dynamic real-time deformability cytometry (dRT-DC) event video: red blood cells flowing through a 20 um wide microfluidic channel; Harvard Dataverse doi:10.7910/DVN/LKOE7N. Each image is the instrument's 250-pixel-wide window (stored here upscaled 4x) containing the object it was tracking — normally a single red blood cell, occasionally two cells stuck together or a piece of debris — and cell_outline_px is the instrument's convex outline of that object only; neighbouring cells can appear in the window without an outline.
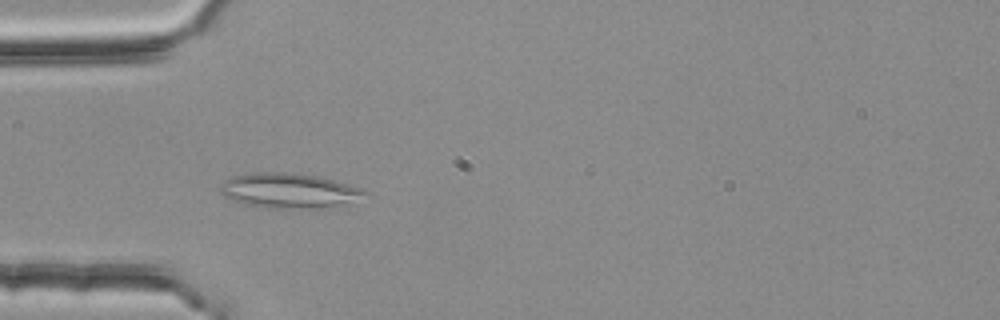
{"species": "common noctule bat (a hibernating species)", "species_latin": "Nyctalus noctula", "temperature_condition": "room temperature", "stored_images_in_passage": 51, "camera_frame_rate_fps": 3000, "um_per_image_px": 0.085, "animal": {"sex": "female", "body_mass_g": 25.1}, "frame": {"image": 1, "passage_image": 15, "time_ms": 4.667, "image_size_px": [1000, 320], "cell_outline_px": [[368, 192], [356, 204], [328, 208], [272, 208], [248, 204], [224, 196], [220, 192], [220, 188], [224, 180], [232, 176], [252, 172], [280, 172], [316, 176], [332, 180], [360, 188]], "centroid_in_image_um": [24.64, 16.22], "position_along_channel_um": 60.4, "area_um2": 29.42}}
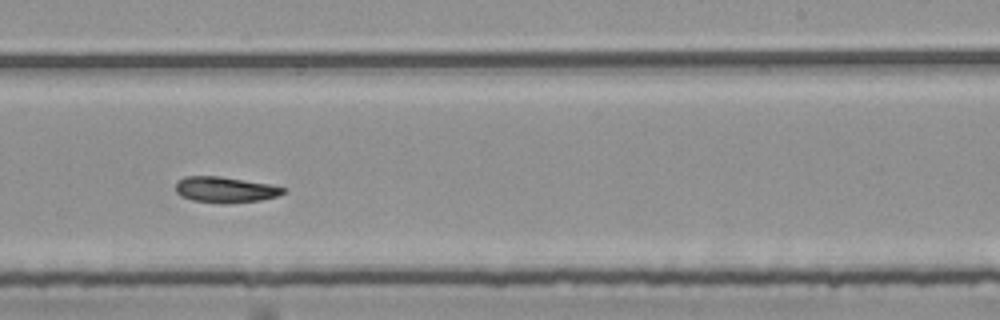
{"frame": {"image": 2, "passage_image": 32, "time_ms": 10.333, "image_size_px": [1000, 320], "cell_outline_px": [[288, 192], [276, 196], [260, 200], [228, 204], [220, 204], [192, 200], [180, 196], [176, 192], [176, 184], [184, 176], [220, 176], [268, 184], [288, 188]], "centroid_in_image_um": [19.16, 16.13], "position_along_channel_um": 269.8, "area_um2": 16.36}}
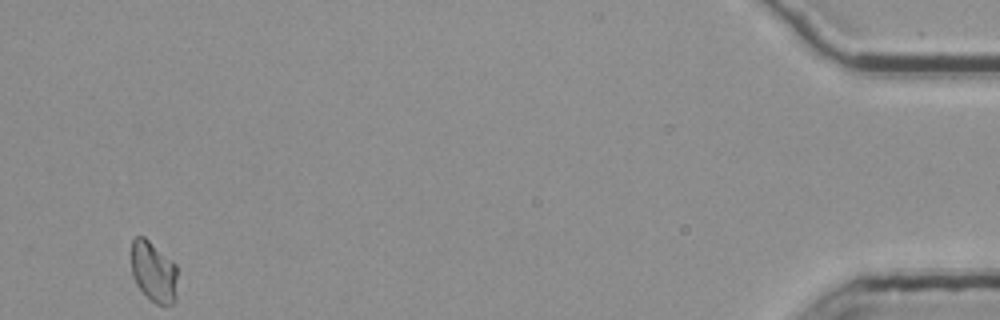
{"frame": {"image": 3, "passage_image": 51, "time_ms": 16.667, "image_size_px": [1000, 320], "cell_outline_px": [[176, 300], [172, 304], [156, 304], [136, 284], [132, 276], [132, 240], [136, 236], [144, 236], [172, 260], [176, 264]], "centroid_in_image_um": [13.06, 23.08], "position_along_channel_um": 422.1, "area_um2": 16.18}, "authors_computed_cell_mechanics": {"area_um2": 16.762, "velocity_mm_per_s": 3.7369, "shape_relaxation_time_tau1_ms": null, "shape_relaxation_time_tau2_ms": 3.6684, "deformation_change_tau1": null, "deformation_change_tau2": 0.0814}}